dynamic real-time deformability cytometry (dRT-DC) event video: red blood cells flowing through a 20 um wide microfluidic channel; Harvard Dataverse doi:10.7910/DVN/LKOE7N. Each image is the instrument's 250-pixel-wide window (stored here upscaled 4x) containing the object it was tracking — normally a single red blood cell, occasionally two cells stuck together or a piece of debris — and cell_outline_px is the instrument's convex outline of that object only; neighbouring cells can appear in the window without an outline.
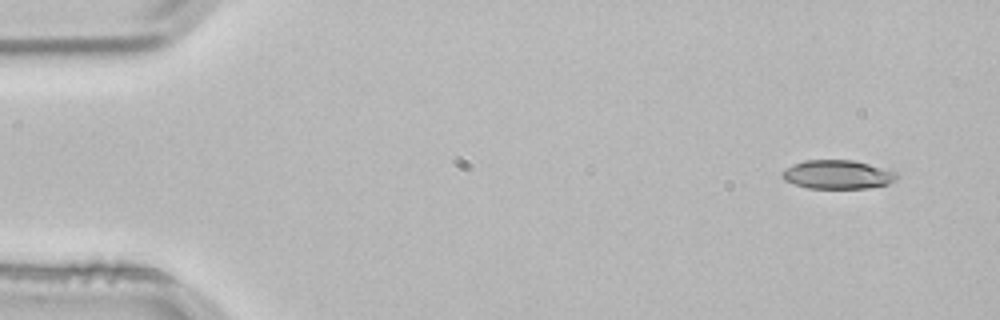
{"species": "common noctule bat (a hibernating species)", "species_latin": "Nyctalus noctula", "temperature_condition": "room temperature", "stored_images_in_passage": 2, "camera_frame_rate_fps": 3000, "um_per_image_px": 0.085, "animal": {"sex": "male", "body_mass_g": 21.5, "forearm_length_mm": 52.0}, "frame": {"image": 1, "passage_image": 1, "time_ms": 0.0, "image_size_px": [1000, 320], "cell_outline_px": [[900, 176], [896, 180], [888, 184], [868, 188], [808, 188], [784, 180], [780, 176], [780, 172], [784, 168], [792, 164], [804, 160], [852, 160], [868, 164], [896, 172]], "centroid_in_image_um": [71.16, 14.83], "position_along_channel_um": 13.8, "area_um2": 19.31}}
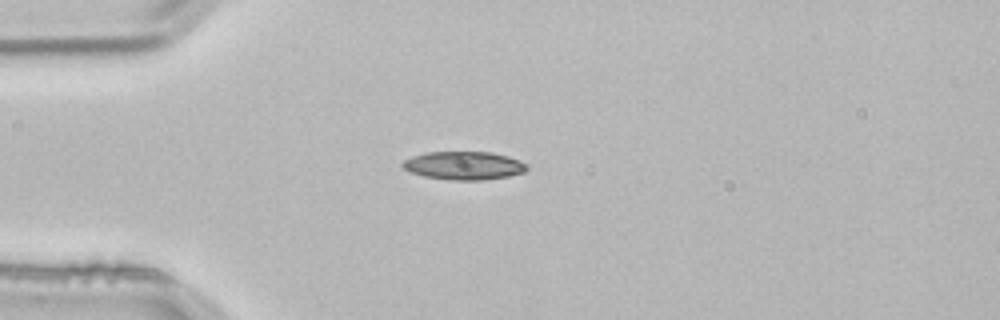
{"frame": {"image": 2, "passage_image": 2, "time_ms": 0.333, "image_size_px": [1000, 320], "cell_outline_px": [[528, 168], [524, 172], [508, 176], [484, 180], [452, 180], [424, 176], [412, 172], [404, 168], [400, 164], [404, 160], [412, 156], [428, 152], [492, 152], [508, 156], [528, 164]], "centroid_in_image_um": [39.45, 14.07], "position_along_channel_um": 45.6, "area_um2": 20.4}}